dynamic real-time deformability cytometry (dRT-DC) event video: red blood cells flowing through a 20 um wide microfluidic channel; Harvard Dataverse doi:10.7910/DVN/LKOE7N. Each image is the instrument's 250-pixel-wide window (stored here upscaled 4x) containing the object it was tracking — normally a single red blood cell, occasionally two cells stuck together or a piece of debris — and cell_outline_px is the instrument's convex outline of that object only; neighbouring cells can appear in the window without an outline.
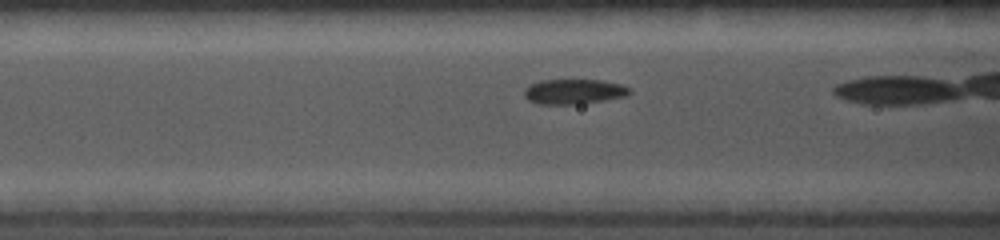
{"species": "common noctule bat (a hibernating species)", "species_latin": "Nyctalus noctula", "temperature_condition": "cold", "stored_images_in_passage": 22, "camera_frame_rate_fps": 5000, "um_per_image_px": 0.085, "animal": {"sex": "female", "body_mass_g": 19.0, "forearm_length_mm": 56.7}, "frame": {"image": 1, "passage_image": 7, "time_ms": 1.4, "image_size_px": [1000, 240], "cell_outline_px": [[632, 92], [628, 96], [580, 104], [536, 104], [528, 100], [524, 96], [524, 88], [528, 84], [540, 80], [600, 80], [620, 84], [632, 88]], "centroid_in_image_um": [48.77, 7.78], "position_along_channel_um": 117.8, "area_um2": 15.61}}